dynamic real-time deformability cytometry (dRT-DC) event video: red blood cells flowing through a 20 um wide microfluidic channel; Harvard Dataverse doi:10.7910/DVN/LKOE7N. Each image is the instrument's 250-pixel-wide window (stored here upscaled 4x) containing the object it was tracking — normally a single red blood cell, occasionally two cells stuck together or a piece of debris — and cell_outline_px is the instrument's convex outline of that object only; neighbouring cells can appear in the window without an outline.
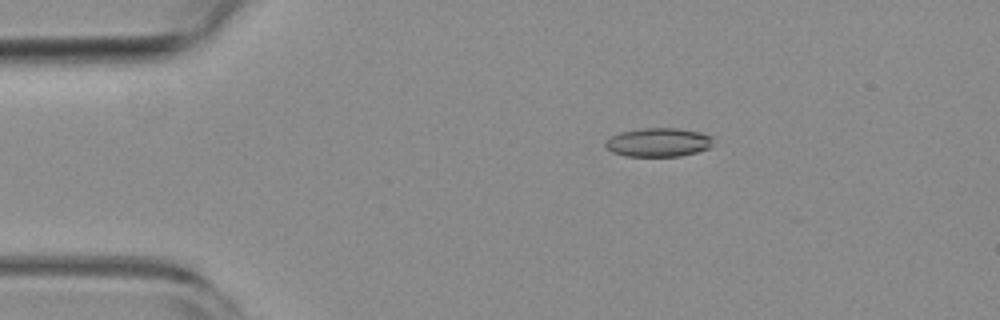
{"species": "common noctule bat (a hibernating species)", "species_latin": "Nyctalus noctula", "temperature_condition": "room temperature", "stored_images_in_passage": 13, "camera_frame_rate_fps": 3000, "um_per_image_px": 0.085, "animal": {"sex": "female", "body_mass_g": 19.3, "forearm_length_mm": 54.1}, "frame": {"image": 1, "passage_image": 3, "time_ms": 0.667, "image_size_px": [1000, 320], "cell_outline_px": [[712, 144], [708, 148], [696, 152], [680, 156], [624, 156], [612, 152], [604, 148], [604, 144], [612, 136], [620, 132], [644, 128], [676, 128], [700, 132], [712, 136]], "centroid_in_image_um": [55.94, 12.1], "position_along_channel_um": 29.1, "area_um2": 18.03}}
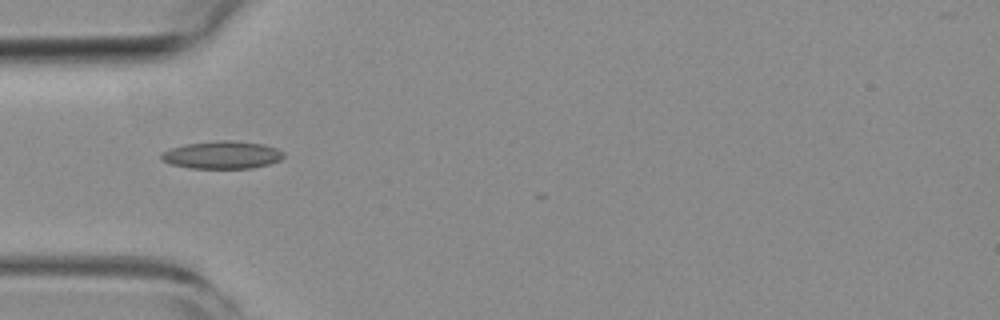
{"frame": {"image": 2, "passage_image": 10, "time_ms": 3.0, "image_size_px": [1000, 320], "cell_outline_px": [[284, 156], [280, 160], [268, 164], [252, 168], [192, 168], [172, 164], [160, 160], [160, 152], [184, 144], [216, 140], [232, 140], [264, 144], [276, 148], [284, 152]], "centroid_in_image_um": [18.87, 13.16], "position_along_channel_um": 66.1, "area_um2": 19.83}}